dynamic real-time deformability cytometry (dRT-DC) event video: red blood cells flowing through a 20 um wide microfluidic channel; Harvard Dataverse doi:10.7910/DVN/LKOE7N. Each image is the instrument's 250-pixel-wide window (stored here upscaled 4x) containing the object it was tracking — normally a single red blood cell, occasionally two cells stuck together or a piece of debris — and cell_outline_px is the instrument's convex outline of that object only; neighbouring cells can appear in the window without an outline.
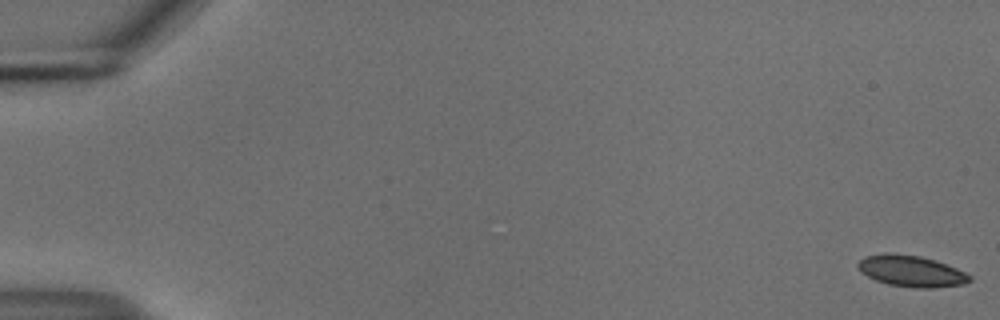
{"species": "common noctule bat (a hibernating species)", "species_latin": "Nyctalus noctula", "temperature_condition": "cold", "stored_images_in_passage": 56, "camera_frame_rate_fps": 3000, "um_per_image_px": 0.085, "animal": {"sex": "male", "body_mass_g": 18.8}, "frame": {"image": 1, "passage_image": 1, "time_ms": 0.0, "image_size_px": [1000, 320], "cell_outline_px": [[972, 280], [964, 284], [932, 288], [916, 288], [888, 284], [876, 280], [860, 272], [856, 264], [864, 256], [884, 252], [888, 252], [920, 256], [936, 260], [956, 268], [972, 276]], "centroid_in_image_um": [77.44, 23.03], "position_along_channel_um": 7.6, "area_um2": 20.52}}
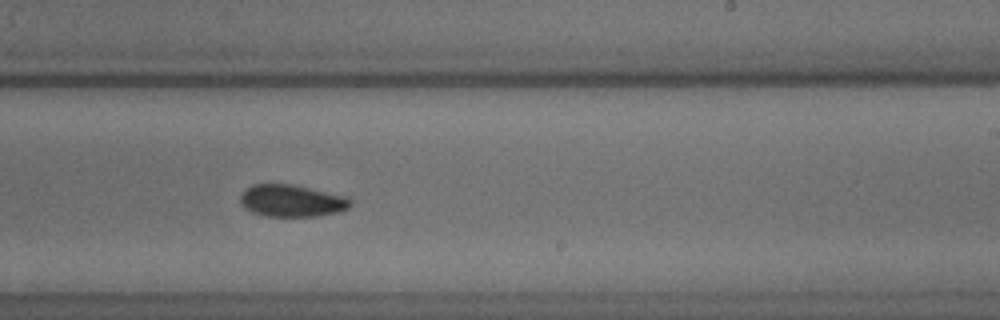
{"frame": {"image": 2, "passage_image": 35, "time_ms": 11.333, "image_size_px": [1000, 320], "cell_outline_px": [[352, 204], [348, 208], [336, 212], [312, 216], [268, 216], [252, 212], [240, 200], [240, 196], [252, 184], [268, 180], [292, 184], [348, 196], [352, 200]], "centroid_in_image_um": [24.8, 17.01], "position_along_channel_um": 264.2, "area_um2": 20.87}}
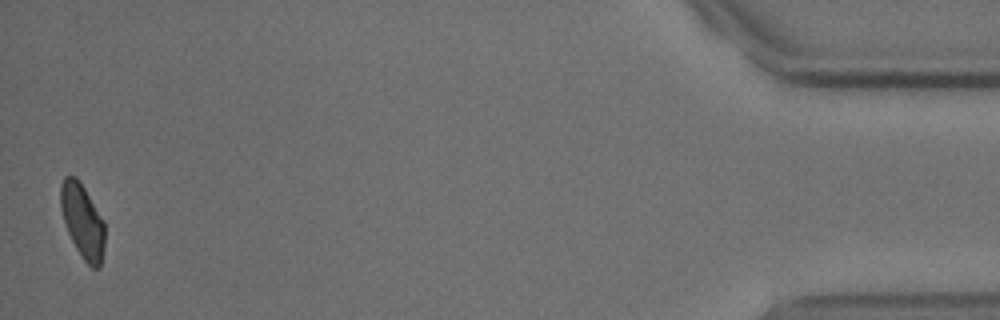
{"frame": {"image": 3, "passage_image": 55, "time_ms": 18.0, "image_size_px": [1000, 320], "cell_outline_px": [[104, 244], [100, 268], [92, 268], [84, 260], [76, 248], [68, 232], [60, 208], [60, 184], [64, 176], [76, 176], [84, 188], [104, 220]], "centroid_in_image_um": [7.01, 18.77], "position_along_channel_um": 428.2, "area_um2": 18.96}, "authors_computed_cell_mechanics": {"area_um2": 20.4034, "velocity_mm_per_s": 3.6978, "shape_relaxation_time_tau1_ms": 5.1537, "shape_relaxation_time_tau2_ms": 4.5278, "deformation_change_tau1": 0.0888, "deformation_change_tau2": 0.0685}}